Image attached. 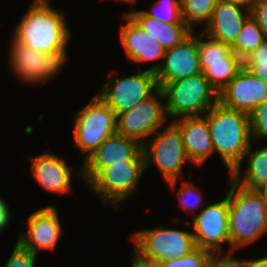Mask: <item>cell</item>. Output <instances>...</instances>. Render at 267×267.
<instances>
[{"label":"cell","instance_id":"cell-4","mask_svg":"<svg viewBox=\"0 0 267 267\" xmlns=\"http://www.w3.org/2000/svg\"><path fill=\"white\" fill-rule=\"evenodd\" d=\"M167 116L175 118L203 116L217 102L218 92L203 72L184 79L167 82L161 87Z\"/></svg>","mask_w":267,"mask_h":267},{"label":"cell","instance_id":"cell-39","mask_svg":"<svg viewBox=\"0 0 267 267\" xmlns=\"http://www.w3.org/2000/svg\"><path fill=\"white\" fill-rule=\"evenodd\" d=\"M131 267H153V266L143 264L134 258Z\"/></svg>","mask_w":267,"mask_h":267},{"label":"cell","instance_id":"cell-12","mask_svg":"<svg viewBox=\"0 0 267 267\" xmlns=\"http://www.w3.org/2000/svg\"><path fill=\"white\" fill-rule=\"evenodd\" d=\"M142 144L135 139L115 133L107 137L99 147L84 160L77 174L88 184L104 167L126 164L130 160H144Z\"/></svg>","mask_w":267,"mask_h":267},{"label":"cell","instance_id":"cell-29","mask_svg":"<svg viewBox=\"0 0 267 267\" xmlns=\"http://www.w3.org/2000/svg\"><path fill=\"white\" fill-rule=\"evenodd\" d=\"M243 66L252 74L267 82V40L247 55L243 60Z\"/></svg>","mask_w":267,"mask_h":267},{"label":"cell","instance_id":"cell-34","mask_svg":"<svg viewBox=\"0 0 267 267\" xmlns=\"http://www.w3.org/2000/svg\"><path fill=\"white\" fill-rule=\"evenodd\" d=\"M250 16L262 29L267 40V0H259L250 11Z\"/></svg>","mask_w":267,"mask_h":267},{"label":"cell","instance_id":"cell-24","mask_svg":"<svg viewBox=\"0 0 267 267\" xmlns=\"http://www.w3.org/2000/svg\"><path fill=\"white\" fill-rule=\"evenodd\" d=\"M265 40L262 29L250 16L244 22L242 30L231 48L232 51L243 61L247 55L254 51Z\"/></svg>","mask_w":267,"mask_h":267},{"label":"cell","instance_id":"cell-22","mask_svg":"<svg viewBox=\"0 0 267 267\" xmlns=\"http://www.w3.org/2000/svg\"><path fill=\"white\" fill-rule=\"evenodd\" d=\"M252 145L244 155L248 161L245 176L242 177L240 170H233L229 176L243 188L258 190L267 184V146L253 150Z\"/></svg>","mask_w":267,"mask_h":267},{"label":"cell","instance_id":"cell-32","mask_svg":"<svg viewBox=\"0 0 267 267\" xmlns=\"http://www.w3.org/2000/svg\"><path fill=\"white\" fill-rule=\"evenodd\" d=\"M36 254L23 248L18 242L4 267H35Z\"/></svg>","mask_w":267,"mask_h":267},{"label":"cell","instance_id":"cell-17","mask_svg":"<svg viewBox=\"0 0 267 267\" xmlns=\"http://www.w3.org/2000/svg\"><path fill=\"white\" fill-rule=\"evenodd\" d=\"M31 162V173L42 188L60 195L72 193V168L62 157L47 151Z\"/></svg>","mask_w":267,"mask_h":267},{"label":"cell","instance_id":"cell-18","mask_svg":"<svg viewBox=\"0 0 267 267\" xmlns=\"http://www.w3.org/2000/svg\"><path fill=\"white\" fill-rule=\"evenodd\" d=\"M225 0H218L210 21L206 24L205 34L222 43L233 46L244 22L250 17V12Z\"/></svg>","mask_w":267,"mask_h":267},{"label":"cell","instance_id":"cell-38","mask_svg":"<svg viewBox=\"0 0 267 267\" xmlns=\"http://www.w3.org/2000/svg\"><path fill=\"white\" fill-rule=\"evenodd\" d=\"M257 191L261 195L263 203L266 205L267 209V184L259 188Z\"/></svg>","mask_w":267,"mask_h":267},{"label":"cell","instance_id":"cell-19","mask_svg":"<svg viewBox=\"0 0 267 267\" xmlns=\"http://www.w3.org/2000/svg\"><path fill=\"white\" fill-rule=\"evenodd\" d=\"M180 130L189 161L200 166L214 153L207 118L182 117L172 121Z\"/></svg>","mask_w":267,"mask_h":267},{"label":"cell","instance_id":"cell-15","mask_svg":"<svg viewBox=\"0 0 267 267\" xmlns=\"http://www.w3.org/2000/svg\"><path fill=\"white\" fill-rule=\"evenodd\" d=\"M266 100L267 82L252 74L244 66L218 93V102L223 106L249 115Z\"/></svg>","mask_w":267,"mask_h":267},{"label":"cell","instance_id":"cell-33","mask_svg":"<svg viewBox=\"0 0 267 267\" xmlns=\"http://www.w3.org/2000/svg\"><path fill=\"white\" fill-rule=\"evenodd\" d=\"M223 252L212 253L208 266L209 267H247V260H240L231 256L233 251L222 257ZM216 255V256H215Z\"/></svg>","mask_w":267,"mask_h":267},{"label":"cell","instance_id":"cell-1","mask_svg":"<svg viewBox=\"0 0 267 267\" xmlns=\"http://www.w3.org/2000/svg\"><path fill=\"white\" fill-rule=\"evenodd\" d=\"M214 152L218 153L229 174L240 170L244 155L252 144L249 114L217 102L207 113Z\"/></svg>","mask_w":267,"mask_h":267},{"label":"cell","instance_id":"cell-37","mask_svg":"<svg viewBox=\"0 0 267 267\" xmlns=\"http://www.w3.org/2000/svg\"><path fill=\"white\" fill-rule=\"evenodd\" d=\"M247 267H267V255L256 260H247Z\"/></svg>","mask_w":267,"mask_h":267},{"label":"cell","instance_id":"cell-27","mask_svg":"<svg viewBox=\"0 0 267 267\" xmlns=\"http://www.w3.org/2000/svg\"><path fill=\"white\" fill-rule=\"evenodd\" d=\"M151 11H143L147 16L167 24L185 23L182 18L180 0H159Z\"/></svg>","mask_w":267,"mask_h":267},{"label":"cell","instance_id":"cell-21","mask_svg":"<svg viewBox=\"0 0 267 267\" xmlns=\"http://www.w3.org/2000/svg\"><path fill=\"white\" fill-rule=\"evenodd\" d=\"M127 15L144 31L150 33L165 51L182 43L193 32L186 23L167 24L147 16L143 10L132 11Z\"/></svg>","mask_w":267,"mask_h":267},{"label":"cell","instance_id":"cell-7","mask_svg":"<svg viewBox=\"0 0 267 267\" xmlns=\"http://www.w3.org/2000/svg\"><path fill=\"white\" fill-rule=\"evenodd\" d=\"M149 146L146 142L142 146L145 170L151 163L156 164L162 177L171 189L177 184L186 160V151L179 128L170 122L162 131H157Z\"/></svg>","mask_w":267,"mask_h":267},{"label":"cell","instance_id":"cell-35","mask_svg":"<svg viewBox=\"0 0 267 267\" xmlns=\"http://www.w3.org/2000/svg\"><path fill=\"white\" fill-rule=\"evenodd\" d=\"M10 208L5 200L0 197V232L3 231L10 223Z\"/></svg>","mask_w":267,"mask_h":267},{"label":"cell","instance_id":"cell-36","mask_svg":"<svg viewBox=\"0 0 267 267\" xmlns=\"http://www.w3.org/2000/svg\"><path fill=\"white\" fill-rule=\"evenodd\" d=\"M225 1L231 2L237 6L244 8V10L250 12L259 0H225Z\"/></svg>","mask_w":267,"mask_h":267},{"label":"cell","instance_id":"cell-28","mask_svg":"<svg viewBox=\"0 0 267 267\" xmlns=\"http://www.w3.org/2000/svg\"><path fill=\"white\" fill-rule=\"evenodd\" d=\"M211 255L212 252L197 247L181 258L161 261L153 267H208Z\"/></svg>","mask_w":267,"mask_h":267},{"label":"cell","instance_id":"cell-2","mask_svg":"<svg viewBox=\"0 0 267 267\" xmlns=\"http://www.w3.org/2000/svg\"><path fill=\"white\" fill-rule=\"evenodd\" d=\"M17 25L12 38L41 52L67 47L71 36L63 12L53 8L48 0H34Z\"/></svg>","mask_w":267,"mask_h":267},{"label":"cell","instance_id":"cell-23","mask_svg":"<svg viewBox=\"0 0 267 267\" xmlns=\"http://www.w3.org/2000/svg\"><path fill=\"white\" fill-rule=\"evenodd\" d=\"M201 70L210 85L219 93L243 66V61L232 51L223 61L200 62Z\"/></svg>","mask_w":267,"mask_h":267},{"label":"cell","instance_id":"cell-30","mask_svg":"<svg viewBox=\"0 0 267 267\" xmlns=\"http://www.w3.org/2000/svg\"><path fill=\"white\" fill-rule=\"evenodd\" d=\"M177 197L180 200L182 208L186 210V212H191L193 215H197L195 213L196 208L200 206V203L203 204L202 192L199 187L197 188L194 186L193 182L189 180L182 182V186L177 192Z\"/></svg>","mask_w":267,"mask_h":267},{"label":"cell","instance_id":"cell-10","mask_svg":"<svg viewBox=\"0 0 267 267\" xmlns=\"http://www.w3.org/2000/svg\"><path fill=\"white\" fill-rule=\"evenodd\" d=\"M112 74L99 96L116 114L119 115L150 97L159 87L154 72L146 69L138 74L118 78ZM112 76V77H111Z\"/></svg>","mask_w":267,"mask_h":267},{"label":"cell","instance_id":"cell-13","mask_svg":"<svg viewBox=\"0 0 267 267\" xmlns=\"http://www.w3.org/2000/svg\"><path fill=\"white\" fill-rule=\"evenodd\" d=\"M187 224L193 227L197 247L212 253L222 252L223 243L230 248L227 194L223 200L202 208L193 222Z\"/></svg>","mask_w":267,"mask_h":267},{"label":"cell","instance_id":"cell-16","mask_svg":"<svg viewBox=\"0 0 267 267\" xmlns=\"http://www.w3.org/2000/svg\"><path fill=\"white\" fill-rule=\"evenodd\" d=\"M27 222V231L20 234L17 242L36 255L39 250L54 252L60 235L63 234L57 208L49 205L36 210Z\"/></svg>","mask_w":267,"mask_h":267},{"label":"cell","instance_id":"cell-40","mask_svg":"<svg viewBox=\"0 0 267 267\" xmlns=\"http://www.w3.org/2000/svg\"><path fill=\"white\" fill-rule=\"evenodd\" d=\"M117 1H121V2H127V3H135L137 0H117Z\"/></svg>","mask_w":267,"mask_h":267},{"label":"cell","instance_id":"cell-11","mask_svg":"<svg viewBox=\"0 0 267 267\" xmlns=\"http://www.w3.org/2000/svg\"><path fill=\"white\" fill-rule=\"evenodd\" d=\"M165 99L161 88L140 101L130 110L117 115V133L145 143V138L155 134L167 121ZM161 100V101H160Z\"/></svg>","mask_w":267,"mask_h":267},{"label":"cell","instance_id":"cell-20","mask_svg":"<svg viewBox=\"0 0 267 267\" xmlns=\"http://www.w3.org/2000/svg\"><path fill=\"white\" fill-rule=\"evenodd\" d=\"M127 24L120 28V41L129 59L136 63L161 60L165 50L150 33L144 31L127 14L124 15Z\"/></svg>","mask_w":267,"mask_h":267},{"label":"cell","instance_id":"cell-31","mask_svg":"<svg viewBox=\"0 0 267 267\" xmlns=\"http://www.w3.org/2000/svg\"><path fill=\"white\" fill-rule=\"evenodd\" d=\"M249 117L252 140L267 138V100L257 106Z\"/></svg>","mask_w":267,"mask_h":267},{"label":"cell","instance_id":"cell-5","mask_svg":"<svg viewBox=\"0 0 267 267\" xmlns=\"http://www.w3.org/2000/svg\"><path fill=\"white\" fill-rule=\"evenodd\" d=\"M134 258L154 266L156 263L178 259L197 248L192 232L163 228L143 229L132 235Z\"/></svg>","mask_w":267,"mask_h":267},{"label":"cell","instance_id":"cell-6","mask_svg":"<svg viewBox=\"0 0 267 267\" xmlns=\"http://www.w3.org/2000/svg\"><path fill=\"white\" fill-rule=\"evenodd\" d=\"M74 118L75 147L84 153L85 160L117 132V115L97 95Z\"/></svg>","mask_w":267,"mask_h":267},{"label":"cell","instance_id":"cell-9","mask_svg":"<svg viewBox=\"0 0 267 267\" xmlns=\"http://www.w3.org/2000/svg\"><path fill=\"white\" fill-rule=\"evenodd\" d=\"M11 41L9 59L12 70L26 83L48 81L62 70L67 61L66 47L53 52H41L13 38Z\"/></svg>","mask_w":267,"mask_h":267},{"label":"cell","instance_id":"cell-25","mask_svg":"<svg viewBox=\"0 0 267 267\" xmlns=\"http://www.w3.org/2000/svg\"><path fill=\"white\" fill-rule=\"evenodd\" d=\"M183 21L192 29L197 23L207 24L218 0H180Z\"/></svg>","mask_w":267,"mask_h":267},{"label":"cell","instance_id":"cell-14","mask_svg":"<svg viewBox=\"0 0 267 267\" xmlns=\"http://www.w3.org/2000/svg\"><path fill=\"white\" fill-rule=\"evenodd\" d=\"M156 75L158 87L202 73L197 35L192 34L182 43L166 50L163 61L148 68Z\"/></svg>","mask_w":267,"mask_h":267},{"label":"cell","instance_id":"cell-3","mask_svg":"<svg viewBox=\"0 0 267 267\" xmlns=\"http://www.w3.org/2000/svg\"><path fill=\"white\" fill-rule=\"evenodd\" d=\"M227 193L230 251L253 244L267 231V209L257 190H249L230 178Z\"/></svg>","mask_w":267,"mask_h":267},{"label":"cell","instance_id":"cell-8","mask_svg":"<svg viewBox=\"0 0 267 267\" xmlns=\"http://www.w3.org/2000/svg\"><path fill=\"white\" fill-rule=\"evenodd\" d=\"M145 170L144 160H130L126 164H111L104 167L87 185L100 196L102 204H119L134 194Z\"/></svg>","mask_w":267,"mask_h":267},{"label":"cell","instance_id":"cell-26","mask_svg":"<svg viewBox=\"0 0 267 267\" xmlns=\"http://www.w3.org/2000/svg\"><path fill=\"white\" fill-rule=\"evenodd\" d=\"M203 35L197 34L198 52L200 62H216L223 61L231 52V46L222 43L210 36L209 40L204 41Z\"/></svg>","mask_w":267,"mask_h":267}]
</instances>
